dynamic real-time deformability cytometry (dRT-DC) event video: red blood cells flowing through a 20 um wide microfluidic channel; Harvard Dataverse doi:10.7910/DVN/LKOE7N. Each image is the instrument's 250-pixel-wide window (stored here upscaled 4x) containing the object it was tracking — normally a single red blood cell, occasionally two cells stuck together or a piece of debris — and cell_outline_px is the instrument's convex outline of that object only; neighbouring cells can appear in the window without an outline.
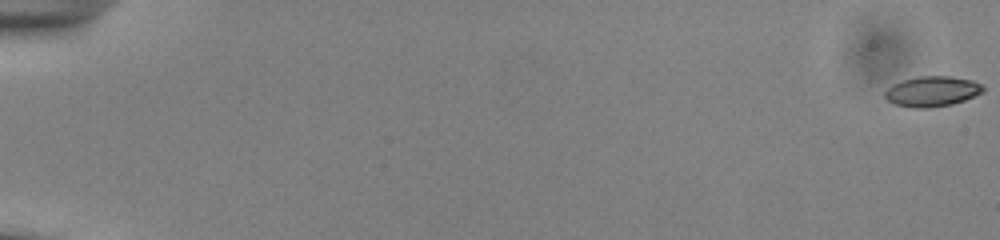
{"species": "common noctule bat (a hibernating species)", "species_latin": "Nyctalus noctula", "temperature_condition": "cold", "stored_images_in_passage": 39, "camera_frame_rate_fps": 3000, "um_per_image_px": 0.085, "animal": {"sex": "male", "body_mass_g": 13.0, "forearm_length_mm": 53.1}, "frame": {"image": 1, "passage_image": 1, "time_ms": 0.0, "image_size_px": [1000, 240], "cell_outline_px": [[984, 92], [964, 100], [952, 104], [932, 108], [912, 108], [896, 104], [888, 100], [884, 96], [884, 92], [892, 84], [904, 80], [920, 76], [948, 76], [972, 80], [980, 84], [984, 88]], "centroid_in_image_um": [79.23, 7.77], "position_along_channel_um": 5.8, "area_um2": 17.28}}
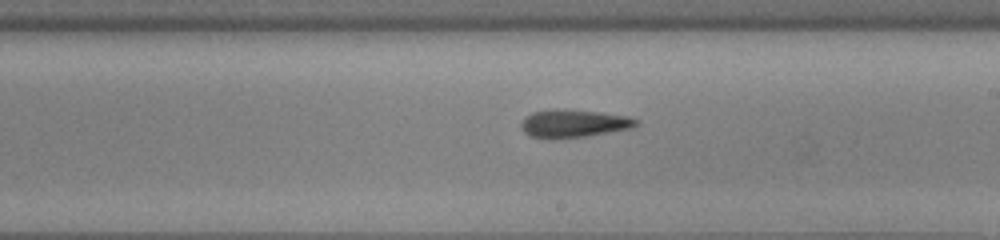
{"frame": {"image": 2, "passage_image": 27, "time_ms": 8.667, "image_size_px": [1000, 240], "cell_outline_px": [[640, 124], [632, 128], [588, 136], [532, 136], [524, 132], [520, 124], [532, 112], [556, 108], [600, 112], [628, 116], [640, 120]], "centroid_in_image_um": [48.87, 10.45], "position_along_channel_um": 240.1, "area_um2": 18.15}}
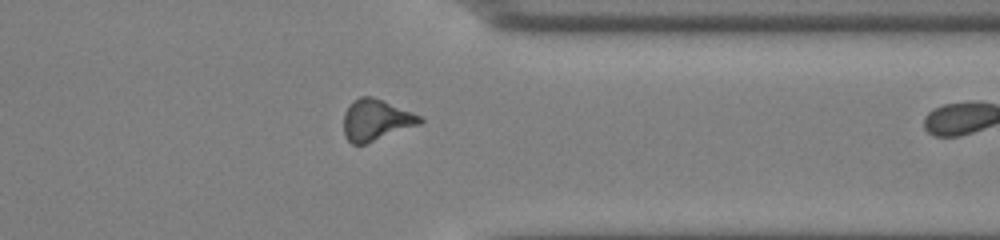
{"frame": {"image": 3, "passage_image": 38, "time_ms": 12.333, "image_size_px": [1000, 240], "cell_outline_px": [[424, 120], [420, 124], [364, 144], [352, 144], [348, 140], [344, 132], [344, 112], [360, 96], [372, 96], [412, 112], [420, 116]], "centroid_in_image_um": [31.96, 10.2], "position_along_channel_um": 379.4, "area_um2": 17.86}}